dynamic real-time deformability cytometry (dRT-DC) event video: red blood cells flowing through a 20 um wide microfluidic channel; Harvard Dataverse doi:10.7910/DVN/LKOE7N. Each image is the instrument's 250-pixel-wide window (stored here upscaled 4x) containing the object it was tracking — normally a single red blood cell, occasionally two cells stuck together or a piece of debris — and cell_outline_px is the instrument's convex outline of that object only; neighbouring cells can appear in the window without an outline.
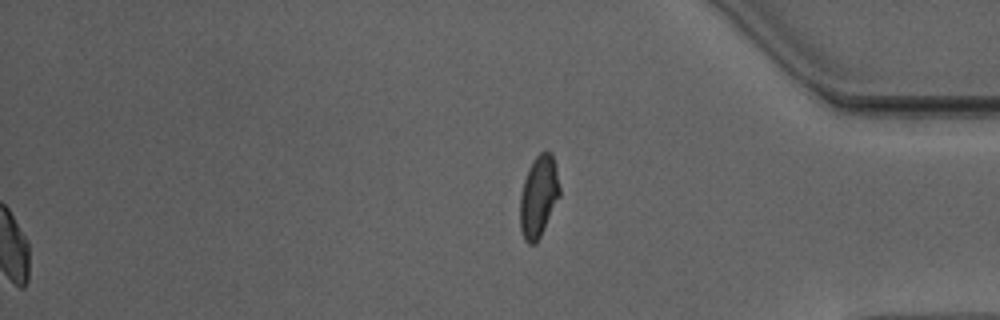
{"species": "Egyptian fruit bat (a non-hibernating species)", "species_latin": "Rousettus aegyptiacus", "temperature_condition": "warm", "stored_images_in_passage": 45, "segment_of_instrument_passage": [2, 2], "camera_frame_rate_fps": 3000, "um_per_image_px": 0.085, "animal": {"sex": "male"}, "frame": {"image": 1, "passage_image": 45, "time_ms": 14.667, "image_size_px": [1000, 320], "cell_outline_px": [[560, 196], [536, 244], [528, 244], [524, 240], [520, 228], [520, 196], [524, 180], [528, 168], [532, 160], [540, 152], [552, 152], [556, 168], [560, 188]], "centroid_in_image_um": [45.77, 16.69], "position_along_channel_um": 389.4, "area_um2": 18.84}}